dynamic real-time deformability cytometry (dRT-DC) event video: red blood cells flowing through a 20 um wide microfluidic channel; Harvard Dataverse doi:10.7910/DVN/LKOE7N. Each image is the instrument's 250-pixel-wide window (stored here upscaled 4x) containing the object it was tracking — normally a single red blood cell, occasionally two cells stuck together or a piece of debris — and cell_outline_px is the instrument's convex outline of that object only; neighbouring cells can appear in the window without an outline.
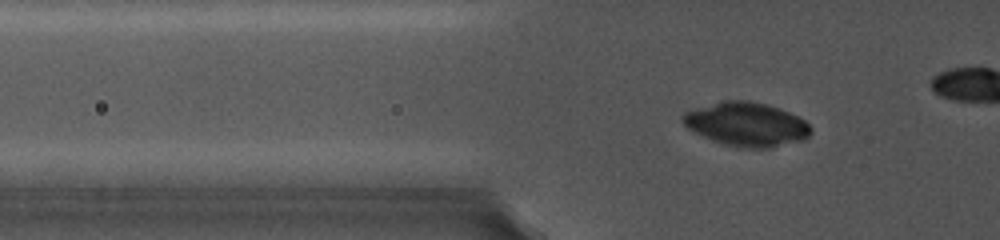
{"species": "common noctule bat (a hibernating species)", "species_latin": "Nyctalus noctula", "temperature_condition": "cold", "stored_images_in_passage": 46, "camera_frame_rate_fps": 5000, "um_per_image_px": 0.085, "animal": {"sex": "female", "body_mass_g": 19.0, "forearm_length_mm": 56.7}, "frame": {"image": 1, "passage_image": 18, "time_ms": 5.8, "image_size_px": [1000, 240], "cell_outline_px": [[812, 132], [804, 140], [768, 148], [740, 148], [724, 144], [712, 140], [692, 132], [684, 124], [680, 116], [684, 112], [696, 108], [724, 100], [748, 100], [780, 108], [804, 120], [812, 128]], "centroid_in_image_um": [63.43, 10.57], "position_along_channel_um": 62.4, "area_um2": 32.77}}
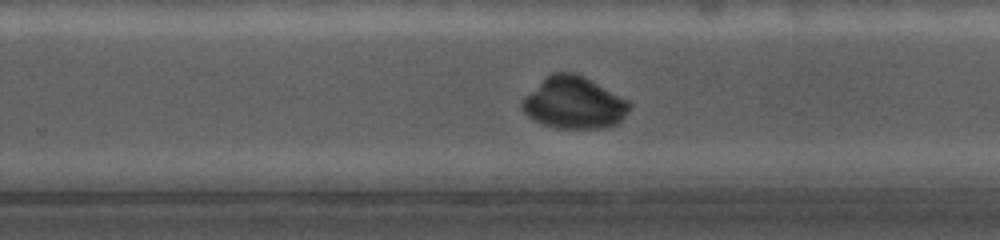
{"frame": {"image": 2, "passage_image": 37, "time_ms": 12.0, "image_size_px": [1000, 240], "cell_outline_px": [[632, 104], [624, 116], [616, 124], [608, 128], [556, 128], [540, 124], [528, 116], [524, 112], [520, 104], [524, 96], [552, 72], [572, 72], [584, 76], [628, 100]], "centroid_in_image_um": [48.77, 8.75], "position_along_channel_um": 281.0, "area_um2": 32.43}}
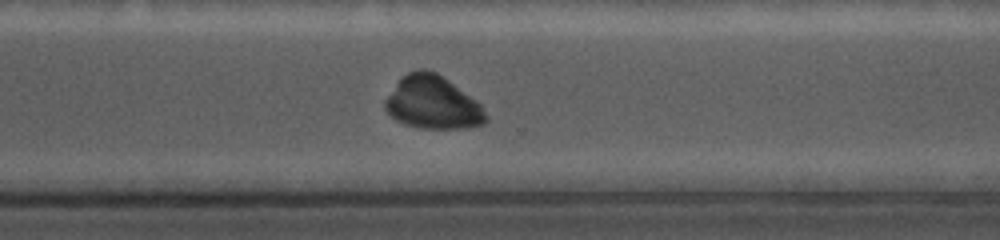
{"frame": {"image": 3, "passage_image": 41, "time_ms": 13.4, "image_size_px": [1000, 240], "cell_outline_px": [[488, 120], [484, 124], [468, 128], [420, 128], [404, 124], [396, 120], [384, 108], [384, 100], [396, 84], [408, 72], [420, 68], [436, 72], [448, 80], [476, 100], [480, 104], [488, 116]], "centroid_in_image_um": [36.79, 8.74], "position_along_channel_um": 333.8, "area_um2": 30.98}}